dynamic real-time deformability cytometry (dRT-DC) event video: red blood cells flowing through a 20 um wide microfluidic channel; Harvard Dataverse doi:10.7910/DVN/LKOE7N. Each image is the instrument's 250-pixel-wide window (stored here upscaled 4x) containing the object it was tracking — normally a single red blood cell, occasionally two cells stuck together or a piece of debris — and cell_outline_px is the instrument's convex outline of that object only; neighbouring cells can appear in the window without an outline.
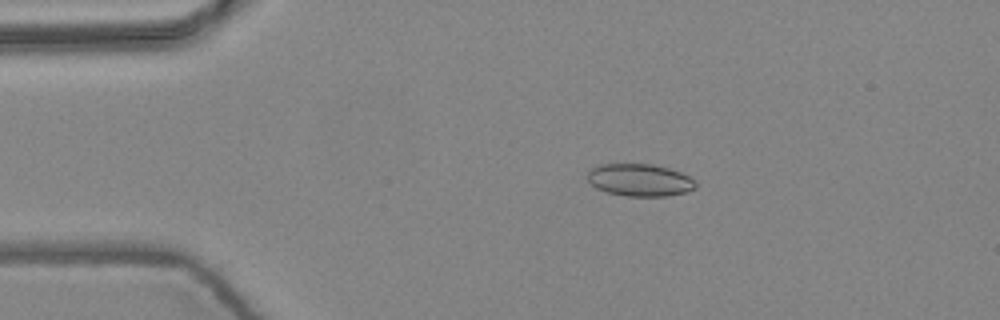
{"species": "common noctule bat (a hibernating species)", "species_latin": "Nyctalus noctula", "temperature_condition": "warm", "stored_images_in_passage": 5, "camera_frame_rate_fps": 3000, "um_per_image_px": 0.085, "animal": {"sex": "female", "body_mass_g": 24.6, "forearm_length_mm": 56.2}, "frame": {"image": 1, "passage_image": 2, "time_ms": 0.333, "image_size_px": [1000, 320], "cell_outline_px": [[696, 188], [684, 192], [668, 196], [628, 196], [608, 192], [596, 188], [588, 180], [588, 172], [592, 168], [600, 164], [652, 164], [668, 168], [680, 172], [696, 180]], "centroid_in_image_um": [54.39, 15.3], "position_along_channel_um": 30.6, "area_um2": 20.29}}
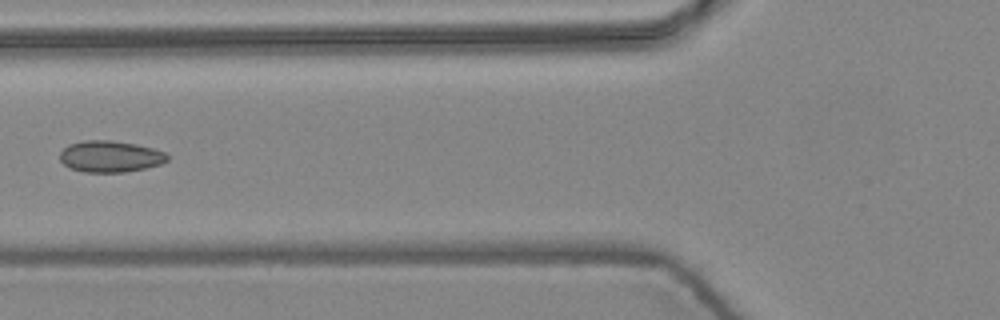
{"frame": {"image": 2, "passage_image": 5, "time_ms": 1.333, "image_size_px": [1000, 320], "cell_outline_px": [[168, 160], [160, 164], [144, 168], [124, 172], [84, 172], [68, 168], [60, 160], [60, 152], [68, 144], [84, 140], [108, 140], [136, 144], [152, 148], [164, 152], [168, 156]], "centroid_in_image_um": [9.33, 13.3], "position_along_channel_um": 116.5, "area_um2": 19.65}}